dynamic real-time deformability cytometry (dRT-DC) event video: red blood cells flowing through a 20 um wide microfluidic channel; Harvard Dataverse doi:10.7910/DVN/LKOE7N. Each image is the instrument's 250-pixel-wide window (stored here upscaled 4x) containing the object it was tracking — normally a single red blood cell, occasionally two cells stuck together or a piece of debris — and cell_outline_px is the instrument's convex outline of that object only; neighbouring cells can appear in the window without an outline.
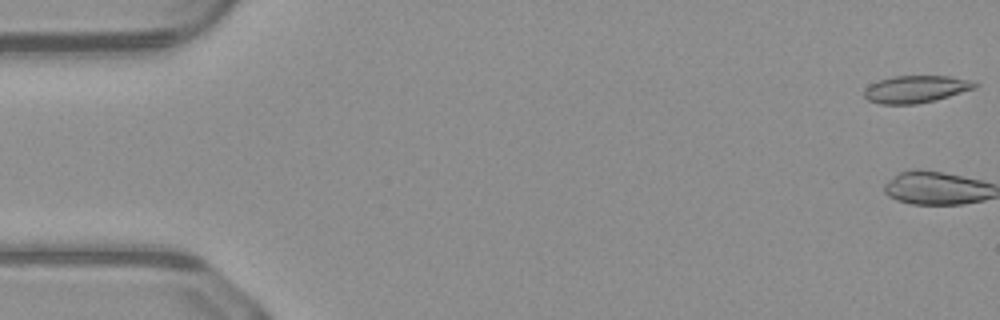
{"species": "common noctule bat (a hibernating species)", "species_latin": "Nyctalus noctula", "temperature_condition": "warm", "stored_images_in_passage": 16, "camera_frame_rate_fps": 3000, "um_per_image_px": 0.085, "animal": {"sex": "male", "body_mass_g": 23.1, "forearm_length_mm": 52.7}, "frame": {"image": 1, "passage_image": 1, "time_ms": 0.0, "image_size_px": [1000, 320], "cell_outline_px": [[980, 84], [976, 88], [936, 100], [916, 104], [880, 104], [868, 100], [864, 96], [864, 88], [868, 84], [892, 76], [948, 76], [976, 80]], "centroid_in_image_um": [77.88, 7.57], "position_along_channel_um": 7.1, "area_um2": 17.86}}